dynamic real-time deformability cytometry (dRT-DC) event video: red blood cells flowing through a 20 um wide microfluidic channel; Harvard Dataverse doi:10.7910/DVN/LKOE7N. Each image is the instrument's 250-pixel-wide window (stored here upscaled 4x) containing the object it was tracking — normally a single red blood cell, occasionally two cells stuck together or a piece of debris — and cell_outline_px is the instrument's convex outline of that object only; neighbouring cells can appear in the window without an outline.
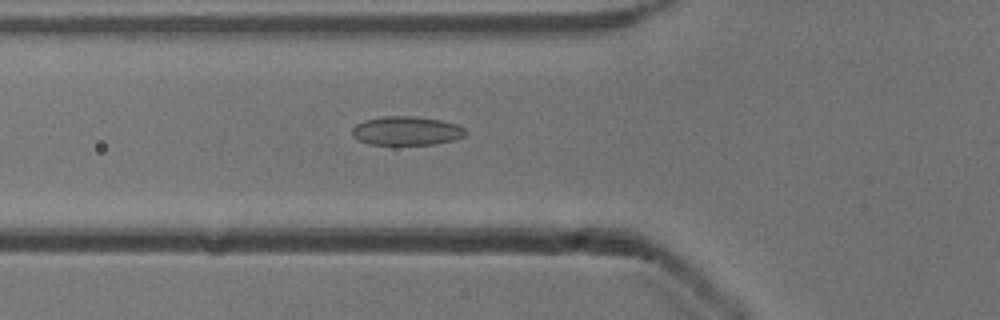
{"species": "common noctule bat (a hibernating species)", "species_latin": "Nyctalus noctula", "temperature_condition": "cold", "stored_images_in_passage": 52, "camera_frame_rate_fps": 3000, "um_per_image_px": 0.085, "animal": {"sex": "male", "body_mass_g": 13.3}, "frame": {"image": 1, "passage_image": 18, "time_ms": 5.667, "image_size_px": [1000, 320], "cell_outline_px": [[468, 132], [464, 136], [452, 140], [436, 144], [368, 144], [352, 136], [352, 128], [356, 124], [364, 120], [384, 116], [416, 116], [440, 120], [456, 124], [464, 128]], "centroid_in_image_um": [34.55, 11.11], "position_along_channel_um": 91.2, "area_um2": 19.02}}
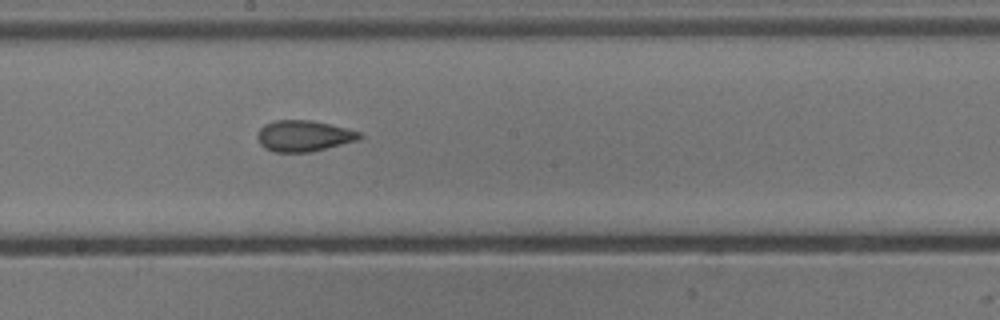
{"frame": {"image": 2, "passage_image": 28, "time_ms": 9.0, "image_size_px": [1000, 320], "cell_outline_px": [[364, 136], [360, 140], [312, 152], [276, 152], [264, 148], [260, 144], [256, 136], [260, 128], [264, 124], [276, 120], [312, 120], [360, 132]], "centroid_in_image_um": [25.82, 11.56], "position_along_channel_um": 222.4, "area_um2": 18.61}}
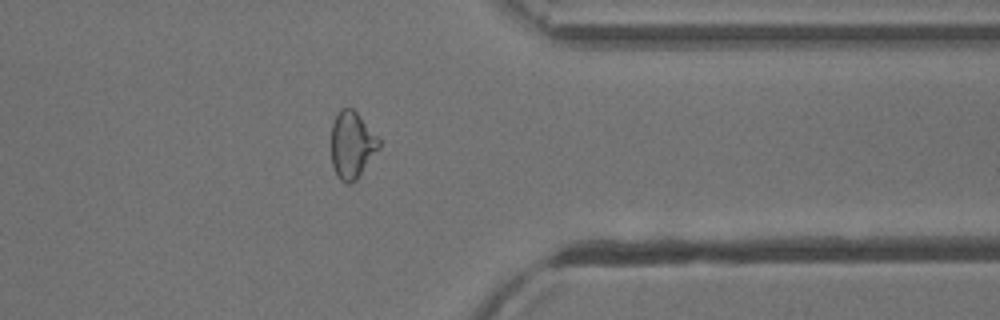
{"frame": {"image": 3, "passage_image": 41, "time_ms": 13.333, "image_size_px": [1000, 320], "cell_outline_px": [[380, 148], [356, 180], [352, 184], [344, 184], [340, 180], [332, 164], [332, 124], [340, 108], [352, 108], [356, 112], [380, 140]], "centroid_in_image_um": [29.92, 12.35], "position_along_channel_um": 381.5, "area_um2": 18.44}, "authors_computed_cell_mechanics": {"area_um2": 19.3341, "velocity_mm_per_s": 3.9083, "shape_relaxation_time_tau1_ms": null, "shape_relaxation_time_tau2_ms": 1.9707, "deformation_change_tau1": null, "deformation_change_tau2": 0.0794}}